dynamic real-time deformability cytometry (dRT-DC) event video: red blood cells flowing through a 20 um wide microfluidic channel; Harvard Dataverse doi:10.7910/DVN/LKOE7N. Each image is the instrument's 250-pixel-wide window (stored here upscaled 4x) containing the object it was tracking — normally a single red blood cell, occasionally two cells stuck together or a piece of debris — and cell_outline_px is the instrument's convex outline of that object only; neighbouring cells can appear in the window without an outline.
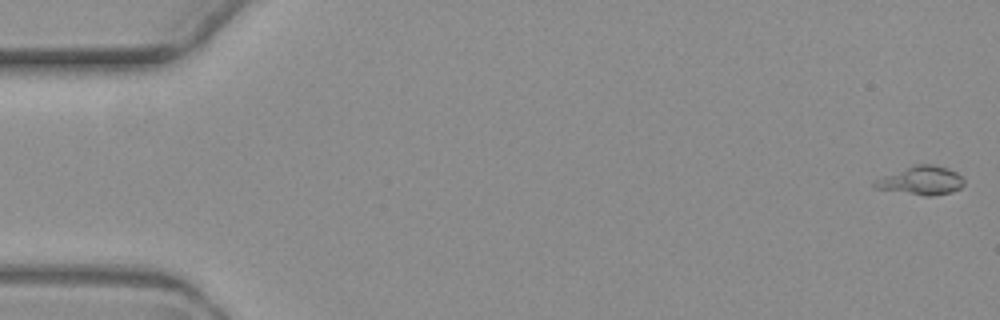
{"species": "common noctule bat (a hibernating species)", "species_latin": "Nyctalus noctula", "temperature_condition": "warm", "stored_images_in_passage": 6, "camera_frame_rate_fps": 3000, "um_per_image_px": 0.085, "animal": {"sex": "female", "body_mass_g": 19.3, "forearm_length_mm": 54.1}, "frame": {"image": 1, "passage_image": 1, "time_ms": 0.0, "image_size_px": [1000, 320], "cell_outline_px": [[964, 184], [960, 188], [952, 192], [932, 196], [924, 196], [876, 188], [872, 184], [872, 180], [880, 176], [912, 164], [936, 164], [948, 168], [956, 172], [964, 180]], "centroid_in_image_um": [78.26, 15.32], "position_along_channel_um": 6.7, "area_um2": 15.26}}
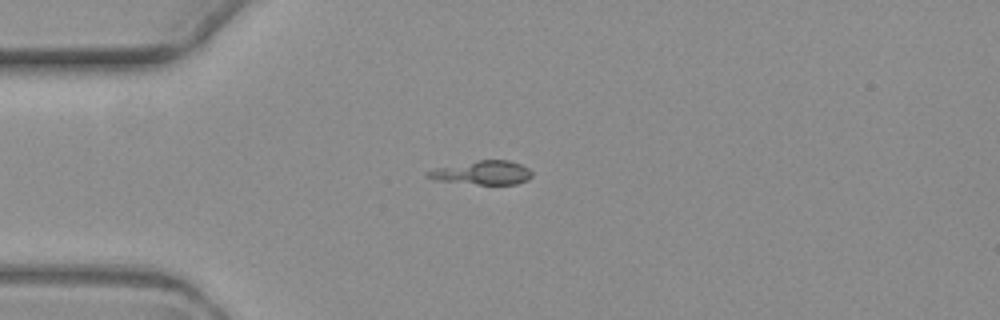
{"frame": {"image": 2, "passage_image": 5, "time_ms": 4.667, "image_size_px": [1000, 320], "cell_outline_px": [[532, 176], [528, 180], [516, 184], [476, 184], [432, 180], [424, 176], [424, 172], [436, 168], [476, 160], [508, 160], [520, 164], [528, 168], [532, 172]], "centroid_in_image_um": [40.97, 14.68], "position_along_channel_um": 44.0, "area_um2": 14.57}}